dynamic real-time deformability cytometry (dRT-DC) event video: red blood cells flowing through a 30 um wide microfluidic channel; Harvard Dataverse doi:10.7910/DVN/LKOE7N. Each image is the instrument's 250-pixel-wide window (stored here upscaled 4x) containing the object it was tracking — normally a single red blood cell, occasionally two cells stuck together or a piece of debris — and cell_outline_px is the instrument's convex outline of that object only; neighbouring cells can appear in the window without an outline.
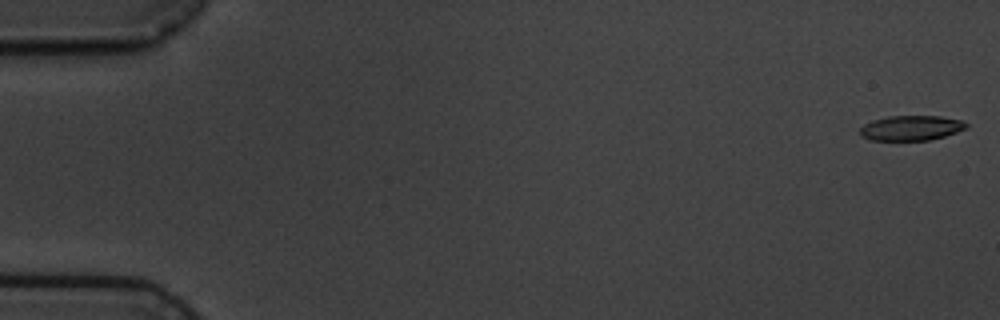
{"species": "common noctule bat (a hibernating species)", "species_latin": "Nyctalus noctula", "temperature_condition": "cold", "stored_images_in_passage": 5, "camera_frame_rate_fps": 3000, "um_per_image_px": 0.085, "animal": {"sex": "male", "body_mass_g": 19.5, "forearm_length_mm": 54.6}, "frame": {"image": 1, "passage_image": 1, "time_ms": 0.0, "image_size_px": [1000, 320], "cell_outline_px": [[968, 128], [944, 136], [928, 140], [868, 140], [860, 136], [860, 128], [864, 124], [872, 120], [888, 116], [940, 116], [960, 120], [968, 124]], "centroid_in_image_um": [77.42, 10.88], "position_along_channel_um": 7.6, "area_um2": 15.49}}
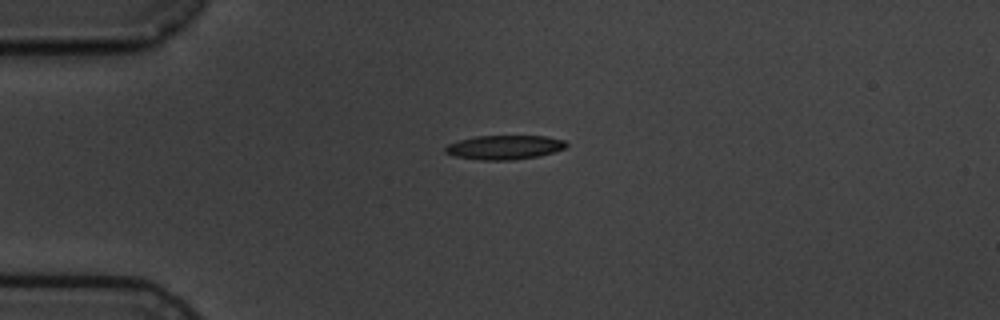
{"frame": {"image": 2, "passage_image": 4, "time_ms": 4.333, "image_size_px": [1000, 320], "cell_outline_px": [[568, 144], [564, 148], [540, 156], [512, 160], [480, 160], [456, 156], [444, 152], [444, 148], [448, 144], [460, 140], [476, 136], [548, 136], [564, 140]], "centroid_in_image_um": [42.88, 12.52], "position_along_channel_um": 42.1, "area_um2": 16.99}}